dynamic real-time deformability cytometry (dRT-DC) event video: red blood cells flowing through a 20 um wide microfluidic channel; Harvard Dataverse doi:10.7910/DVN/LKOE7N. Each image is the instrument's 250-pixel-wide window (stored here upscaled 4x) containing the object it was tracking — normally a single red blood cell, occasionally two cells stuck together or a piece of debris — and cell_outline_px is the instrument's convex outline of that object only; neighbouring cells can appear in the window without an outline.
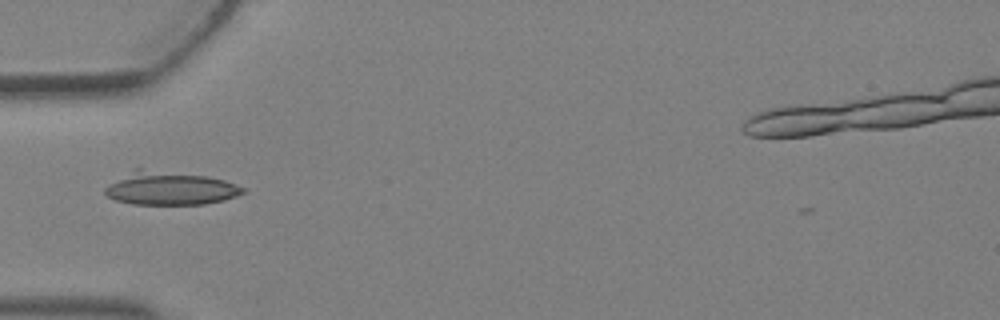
{"species": "Egyptian fruit bat (a non-hibernating species)", "species_latin": "Rousettus aegyptiacus", "temperature_condition": "warm", "stored_images_in_passage": 1, "camera_frame_rate_fps": 3000, "um_per_image_px": 0.085, "animal": {"sex": "female"}, "frame": {"image": 1, "passage_image": 1, "time_ms": 0.0, "image_size_px": [1000, 320], "cell_outline_px": [[248, 192], [224, 200], [204, 204], [132, 204], [116, 200], [108, 196], [104, 192], [104, 188], [136, 168], [140, 168], [204, 176], [224, 180], [248, 188]], "centroid_in_image_um": [14.52, 16.02], "position_along_channel_um": 70.5, "area_um2": 26.53}}